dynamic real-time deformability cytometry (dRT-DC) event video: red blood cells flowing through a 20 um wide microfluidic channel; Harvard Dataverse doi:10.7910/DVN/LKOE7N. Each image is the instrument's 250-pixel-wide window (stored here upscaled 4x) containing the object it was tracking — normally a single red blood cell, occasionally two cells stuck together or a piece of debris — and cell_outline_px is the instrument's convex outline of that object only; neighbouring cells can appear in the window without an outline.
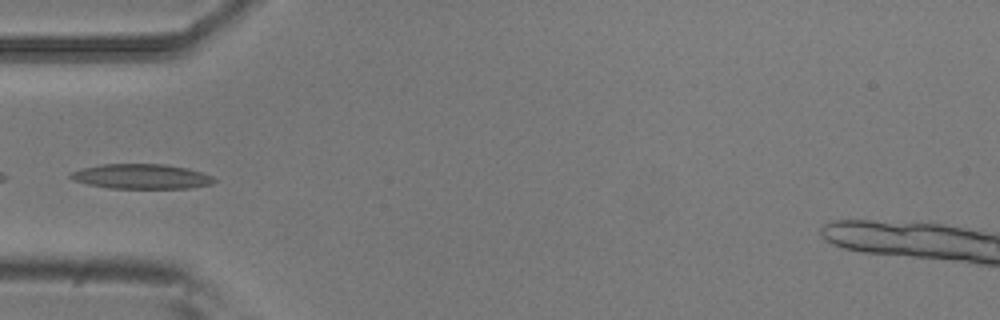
{"species": "common noctule bat (a hibernating species)", "species_latin": "Nyctalus noctula", "temperature_condition": "room temperature", "stored_images_in_passage": 2, "camera_frame_rate_fps": 3000, "um_per_image_px": 0.085, "animal": {"sex": "male", "body_mass_g": 20.5, "forearm_length_mm": 52.5}, "frame": {"image": 1, "passage_image": 1, "time_ms": 0.0, "image_size_px": [1000, 320], "cell_outline_px": [[216, 180], [212, 184], [188, 188], [112, 188], [88, 184], [72, 180], [68, 176], [68, 172], [80, 168], [104, 164], [164, 164], [188, 168], [212, 176]], "centroid_in_image_um": [11.97, 14.99], "position_along_channel_um": 73.0, "area_um2": 20.81}}
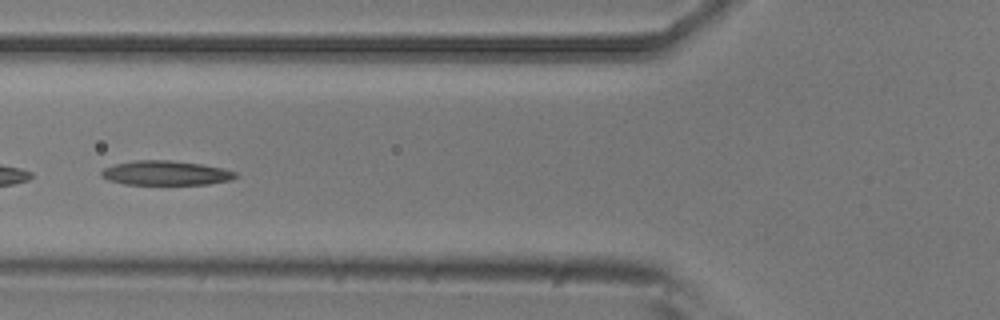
{"frame": {"image": 2, "passage_image": 2, "time_ms": 0.333, "image_size_px": [1000, 320], "cell_outline_px": [[236, 176], [232, 180], [208, 184], [124, 184], [108, 180], [100, 176], [100, 172], [104, 168], [116, 164], [136, 160], [172, 160], [204, 164], [224, 168], [236, 172]], "centroid_in_image_um": [14.1, 14.7], "position_along_channel_um": 111.7, "area_um2": 19.19}}